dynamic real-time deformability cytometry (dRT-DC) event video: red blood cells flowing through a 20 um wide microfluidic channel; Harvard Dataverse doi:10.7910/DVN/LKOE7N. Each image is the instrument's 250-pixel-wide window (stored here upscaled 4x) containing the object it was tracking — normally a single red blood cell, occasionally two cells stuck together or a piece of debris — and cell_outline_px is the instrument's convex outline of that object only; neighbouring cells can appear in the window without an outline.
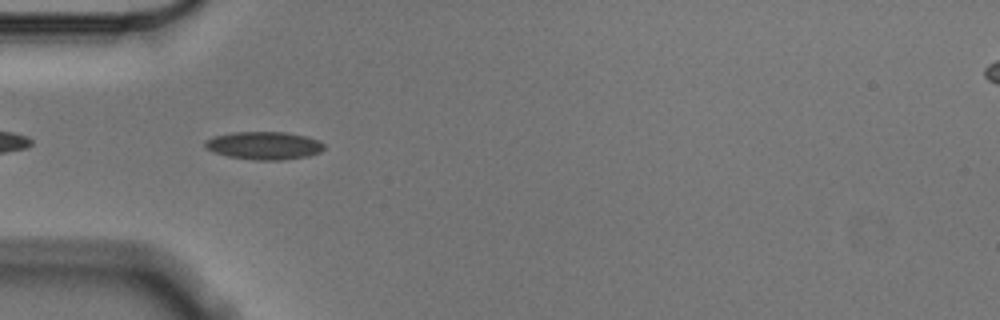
{"species": "Egyptian fruit bat (a non-hibernating species)", "species_latin": "Rousettus aegyptiacus", "temperature_condition": "cold", "stored_images_in_passage": 42, "camera_frame_rate_fps": 3000, "um_per_image_px": 0.085, "animal": {"sex": "male"}, "frame": {"image": 1, "passage_image": 3, "time_ms": 0.667, "image_size_px": [1000, 320], "cell_outline_px": [[324, 148], [320, 152], [308, 156], [280, 160], [256, 160], [228, 156], [204, 148], [204, 140], [212, 136], [232, 132], [284, 132], [308, 136], [324, 144]], "centroid_in_image_um": [22.41, 12.36], "position_along_channel_um": 62.6, "area_um2": 19.36}}
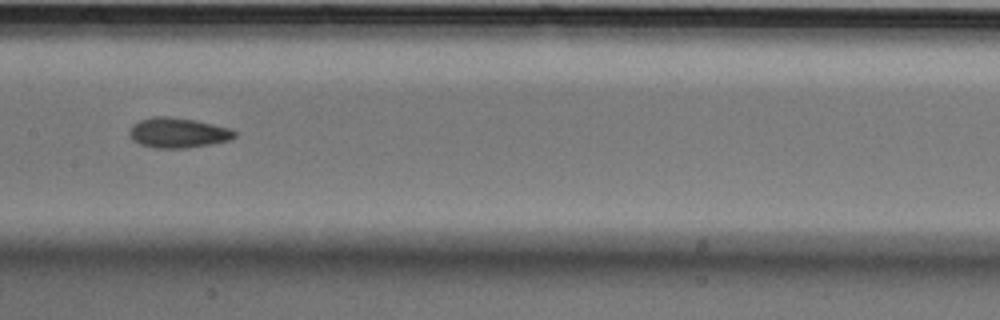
{"frame": {"image": 2, "passage_image": 14, "time_ms": 4.333, "image_size_px": [1000, 320], "cell_outline_px": [[236, 136], [232, 140], [188, 148], [152, 148], [140, 144], [132, 140], [128, 132], [132, 124], [140, 120], [152, 116], [168, 116], [196, 120], [232, 128], [236, 132]], "centroid_in_image_um": [15.13, 11.28], "position_along_channel_um": 192.3, "area_um2": 18.79}}
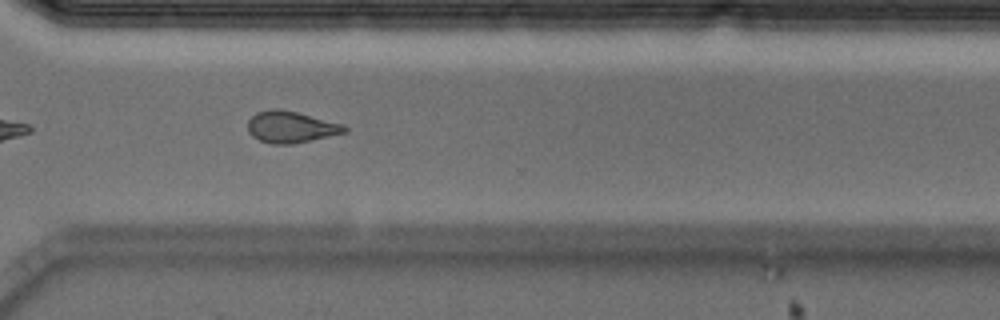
{"frame": {"image": 3, "passage_image": 27, "time_ms": 8.667, "image_size_px": [1000, 320], "cell_outline_px": [[348, 132], [312, 140], [292, 144], [272, 144], [260, 140], [252, 136], [248, 132], [248, 120], [256, 112], [276, 108], [280, 108], [344, 124], [348, 128]], "centroid_in_image_um": [24.74, 10.79], "position_along_channel_um": 345.9, "area_um2": 17.86}, "authors_computed_cell_mechanics": {"area_um2": 17.9469, "velocity_mm_per_s": 3.5545, "shape_relaxation_time_tau1_ms": 4.5274, "shape_relaxation_time_tau2_ms": 2.9845, "deformation_change_tau1": 0.1222, "deformation_change_tau2": 0.0801}}